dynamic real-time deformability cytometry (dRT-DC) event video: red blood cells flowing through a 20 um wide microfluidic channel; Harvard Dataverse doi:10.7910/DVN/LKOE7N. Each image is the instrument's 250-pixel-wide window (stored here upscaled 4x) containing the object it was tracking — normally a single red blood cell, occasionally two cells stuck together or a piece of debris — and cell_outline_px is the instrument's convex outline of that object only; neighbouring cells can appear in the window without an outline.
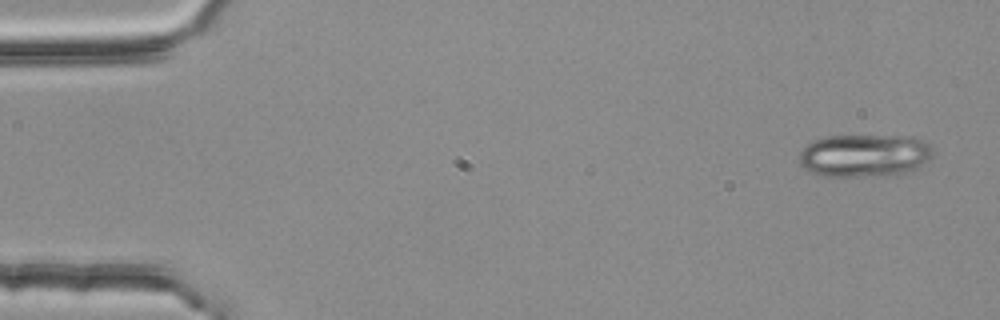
{"species": "common noctule bat (a hibernating species)", "species_latin": "Nyctalus noctula", "temperature_condition": "room temperature", "stored_images_in_passage": 3, "camera_frame_rate_fps": 3000, "um_per_image_px": 0.085, "animal": {"sex": "female", "body_mass_g": 25.1}, "frame": {"image": 1, "passage_image": 1, "time_ms": 0.0, "image_size_px": [1000, 320], "cell_outline_px": [[932, 156], [916, 172], [884, 176], [820, 176], [804, 168], [800, 164], [800, 152], [812, 140], [828, 136], [912, 136], [924, 140], [932, 148]], "centroid_in_image_um": [73.53, 13.23], "position_along_channel_um": 11.5, "area_um2": 33.81}}